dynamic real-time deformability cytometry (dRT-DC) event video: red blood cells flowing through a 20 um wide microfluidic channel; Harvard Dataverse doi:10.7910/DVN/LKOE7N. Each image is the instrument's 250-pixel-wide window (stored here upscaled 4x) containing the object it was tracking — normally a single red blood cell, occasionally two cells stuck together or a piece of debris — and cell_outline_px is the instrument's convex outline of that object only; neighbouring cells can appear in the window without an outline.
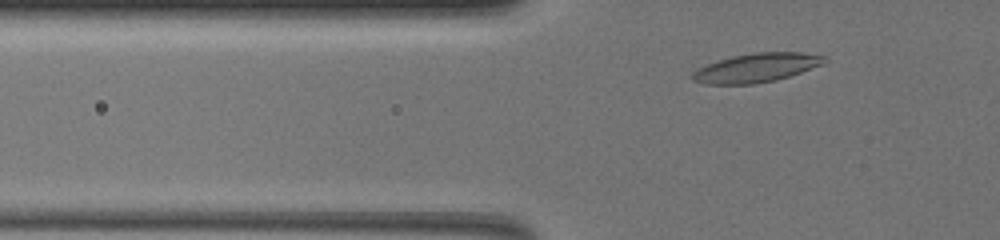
{"species": "common noctule bat (a hibernating species)", "species_latin": "Nyctalus noctula", "temperature_condition": "warm", "stored_images_in_passage": 43, "camera_frame_rate_fps": 3000, "um_per_image_px": 0.085, "animal": {"sex": "female", "body_mass_g": 19.5, "forearm_length_mm": 54.1}, "frame": {"image": 1, "passage_image": 7, "time_ms": 2.0, "image_size_px": [1000, 240], "cell_outline_px": [[828, 60], [824, 64], [776, 80], [752, 84], [704, 84], [692, 80], [692, 72], [716, 60], [732, 56], [752, 52], [804, 52], [828, 56]], "centroid_in_image_um": [64.33, 5.74], "position_along_channel_um": 61.5, "area_um2": 22.37}}
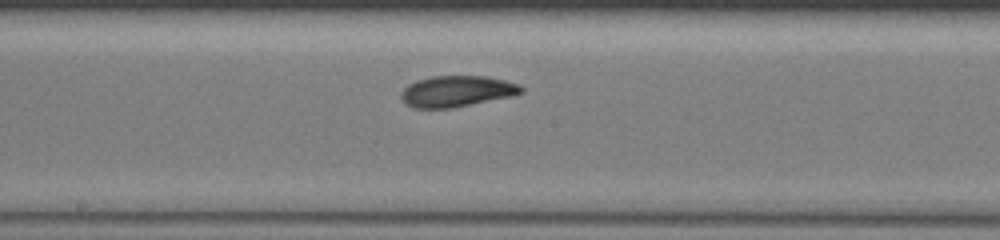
{"frame": {"image": 2, "passage_image": 22, "time_ms": 7.0, "image_size_px": [1000, 240], "cell_outline_px": [[524, 92], [508, 96], [452, 108], [412, 108], [404, 104], [400, 96], [400, 92], [408, 84], [416, 80], [432, 76], [488, 76], [520, 84], [524, 88]], "centroid_in_image_um": [38.77, 7.75], "position_along_channel_um": 209.4, "area_um2": 21.79}}
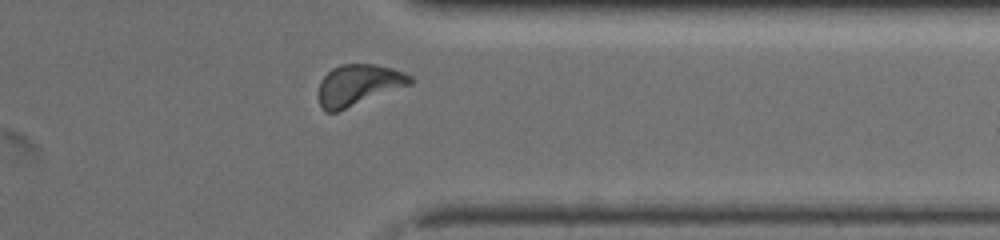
{"frame": {"image": 3, "passage_image": 38, "time_ms": 12.333, "image_size_px": [1000, 240], "cell_outline_px": [[412, 84], [336, 112], [324, 112], [320, 108], [320, 80], [332, 68], [340, 64], [376, 64], [392, 68], [404, 72], [412, 76]], "centroid_in_image_um": [30.48, 7.21], "position_along_channel_um": 380.9, "area_um2": 21.85}, "authors_computed_cell_mechanics": {"area_um2": 21.4438, "velocity_mm_per_s": 3.2407, "shape_relaxation_time_tau1_ms": 3.9775, "shape_relaxation_time_tau2_ms": 2.0957, "deformation_change_tau1": 0.1151, "deformation_change_tau2": 0.0718}}